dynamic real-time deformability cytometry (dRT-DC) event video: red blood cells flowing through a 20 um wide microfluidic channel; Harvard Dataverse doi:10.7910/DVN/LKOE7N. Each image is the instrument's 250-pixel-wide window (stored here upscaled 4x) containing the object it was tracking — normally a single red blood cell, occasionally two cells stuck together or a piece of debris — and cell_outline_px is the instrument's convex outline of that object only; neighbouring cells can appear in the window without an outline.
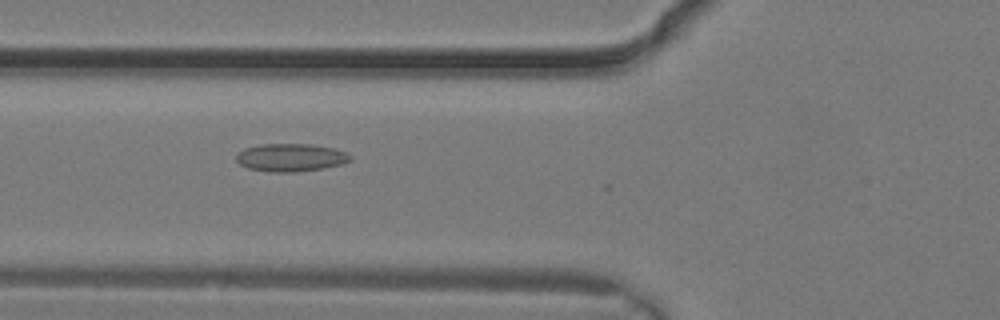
{"species": "common noctule bat (a hibernating species)", "species_latin": "Nyctalus noctula", "temperature_condition": "warm", "stored_images_in_passage": 3, "camera_frame_rate_fps": 3000, "um_per_image_px": 0.085, "animal": {"sex": "male", "body_mass_g": 19.2, "forearm_length_mm": 51.8}, "frame": {"image": 1, "passage_image": 3, "time_ms": 0.667, "image_size_px": [1000, 320], "cell_outline_px": [[352, 160], [340, 164], [324, 168], [296, 172], [268, 172], [248, 168], [240, 164], [236, 160], [236, 152], [244, 148], [260, 144], [312, 144], [332, 148], [348, 152], [352, 156]], "centroid_in_image_um": [24.7, 13.38], "position_along_channel_um": 101.1, "area_um2": 18.73}}